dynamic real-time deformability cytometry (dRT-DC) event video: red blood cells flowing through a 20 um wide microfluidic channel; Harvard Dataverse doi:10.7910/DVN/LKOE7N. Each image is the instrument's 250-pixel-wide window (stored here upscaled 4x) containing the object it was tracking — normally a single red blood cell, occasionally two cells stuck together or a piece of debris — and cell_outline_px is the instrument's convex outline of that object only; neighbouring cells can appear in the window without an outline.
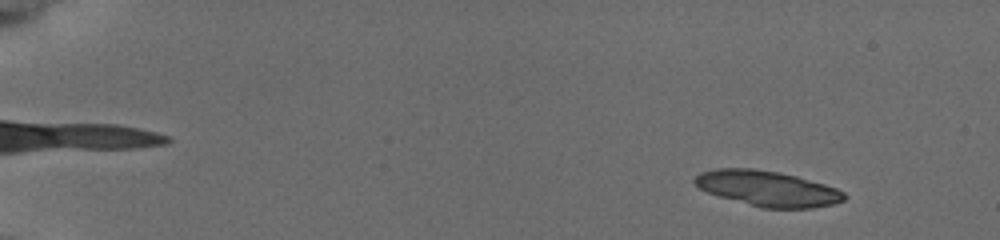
{"species": "common noctule bat (a hibernating species)", "species_latin": "Nyctalus noctula", "temperature_condition": "cold", "stored_images_in_passage": 39, "camera_frame_rate_fps": 3000, "um_per_image_px": 0.085, "animal": {"sex": "female", "body_mass_g": 19.5, "forearm_length_mm": 54.1}, "frame": {"image": 1, "passage_image": 7, "time_ms": 1.667, "image_size_px": [1000, 240], "cell_outline_px": [[848, 196], [844, 200], [832, 204], [812, 208], [760, 208], [720, 196], [696, 188], [692, 184], [692, 180], [696, 176], [704, 172], [720, 168], [748, 168], [776, 172], [796, 176], [824, 184], [836, 188], [844, 192]], "centroid_in_image_um": [65.23, 16.03], "position_along_channel_um": 19.8, "area_um2": 30.69}}
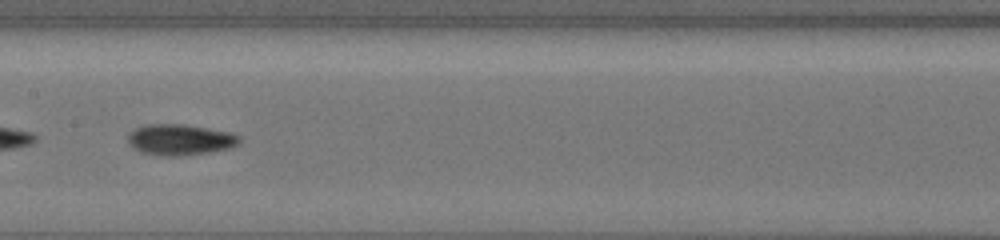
{"frame": {"image": 2, "passage_image": 38, "time_ms": 10.0, "image_size_px": [1000, 240], "cell_outline_px": [[240, 140], [236, 144], [228, 148], [208, 152], [176, 156], [160, 156], [140, 152], [128, 140], [128, 136], [136, 128], [148, 124], [184, 124], [208, 128], [228, 132], [240, 136]], "centroid_in_image_um": [15.3, 11.87], "position_along_channel_um": 192.1, "area_um2": 19.71}}